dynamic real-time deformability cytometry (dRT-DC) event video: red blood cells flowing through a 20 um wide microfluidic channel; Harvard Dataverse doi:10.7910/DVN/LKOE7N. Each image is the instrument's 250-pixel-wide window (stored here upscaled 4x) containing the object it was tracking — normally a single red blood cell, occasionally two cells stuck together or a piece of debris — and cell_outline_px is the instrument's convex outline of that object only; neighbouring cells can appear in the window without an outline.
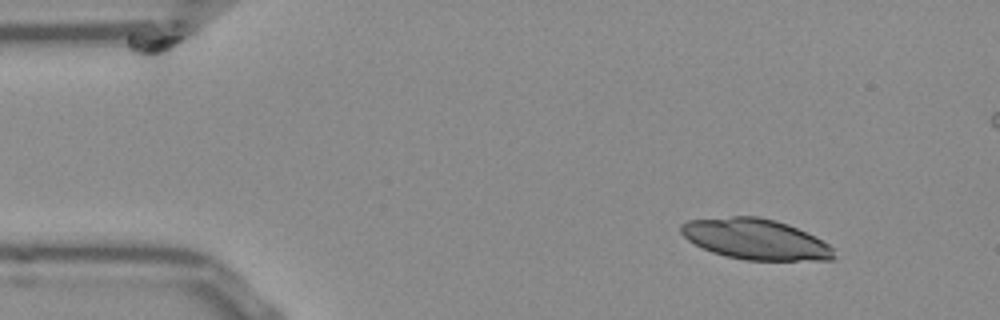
{"species": "Egyptian fruit bat (a non-hibernating species)", "species_latin": "Rousettus aegyptiacus", "temperature_condition": "room temperature", "stored_images_in_passage": 48, "camera_frame_rate_fps": 3000, "um_per_image_px": 0.085, "frame": {"image": 1, "passage_image": 1, "time_ms": 0.0, "image_size_px": [1000, 320], "cell_outline_px": [[832, 260], [744, 260], [724, 256], [712, 252], [688, 240], [680, 232], [680, 224], [688, 220], [732, 216], [760, 216], [776, 220], [788, 224], [828, 244], [832, 248]], "centroid_in_image_um": [64.15, 20.32], "position_along_channel_um": 20.8, "area_um2": 35.89}}
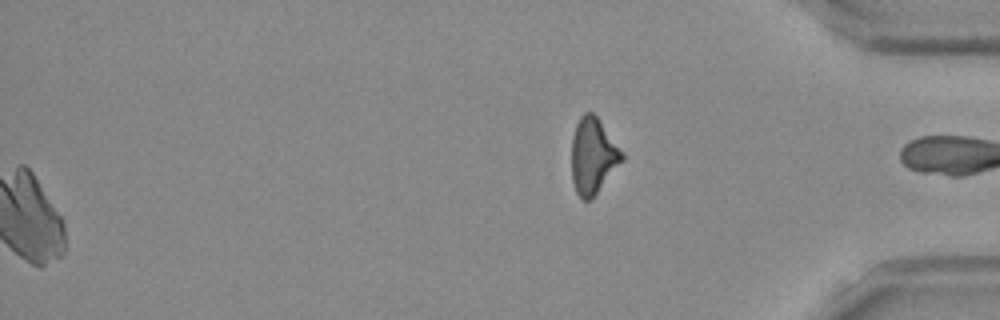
{"frame": {"image": 2, "passage_image": 48, "time_ms": 15.667, "image_size_px": [1000, 320], "cell_outline_px": [[624, 160], [592, 200], [584, 200], [576, 192], [572, 180], [572, 136], [576, 124], [580, 116], [584, 112], [592, 112], [600, 120], [624, 152]], "centroid_in_image_um": [50.43, 13.26], "position_along_channel_um": 384.8, "area_um2": 22.6}}